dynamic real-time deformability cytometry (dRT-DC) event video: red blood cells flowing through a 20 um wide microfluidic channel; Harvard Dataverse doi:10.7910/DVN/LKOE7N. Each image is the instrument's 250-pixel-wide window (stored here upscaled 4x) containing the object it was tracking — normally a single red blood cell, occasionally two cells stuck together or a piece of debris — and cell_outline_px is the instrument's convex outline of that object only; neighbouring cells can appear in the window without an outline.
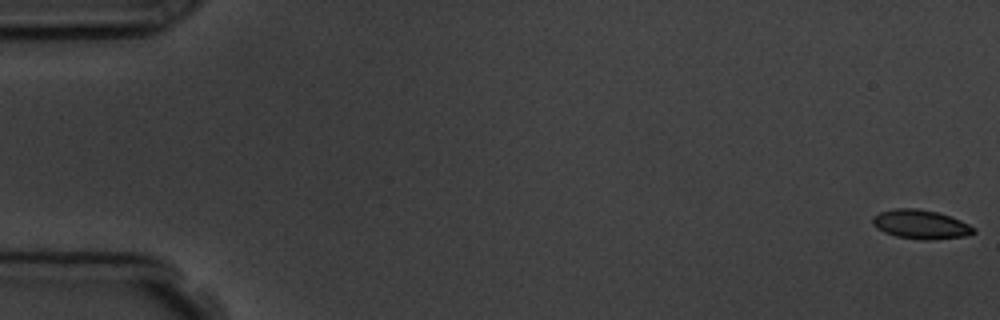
{"species": "common noctule bat (a hibernating species)", "species_latin": "Nyctalus noctula", "temperature_condition": "room temperature", "stored_images_in_passage": 11, "camera_frame_rate_fps": 3000, "um_per_image_px": 0.085, "animal": {"sex": "male", "body_mass_g": 19.5, "forearm_length_mm": 54.6}, "frame": {"image": 1, "passage_image": 1, "time_ms": 0.0, "image_size_px": [1000, 320], "cell_outline_px": [[976, 232], [964, 236], [928, 240], [924, 240], [896, 236], [884, 232], [876, 228], [872, 224], [872, 216], [880, 212], [896, 208], [916, 208], [936, 212], [960, 220], [976, 228]], "centroid_in_image_um": [78.23, 19.07], "position_along_channel_um": 6.8, "area_um2": 16.99}}
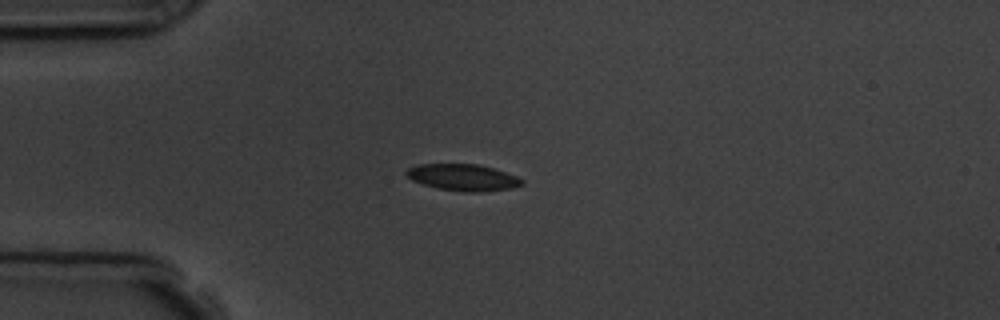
{"frame": {"image": 2, "passage_image": 5, "time_ms": 4.667, "image_size_px": [1000, 320], "cell_outline_px": [[524, 184], [512, 188], [476, 192], [464, 192], [440, 188], [424, 184], [412, 180], [404, 172], [408, 168], [420, 164], [476, 164], [492, 168], [516, 176], [524, 180]], "centroid_in_image_um": [39.36, 15.08], "position_along_channel_um": 45.6, "area_um2": 17.63}}
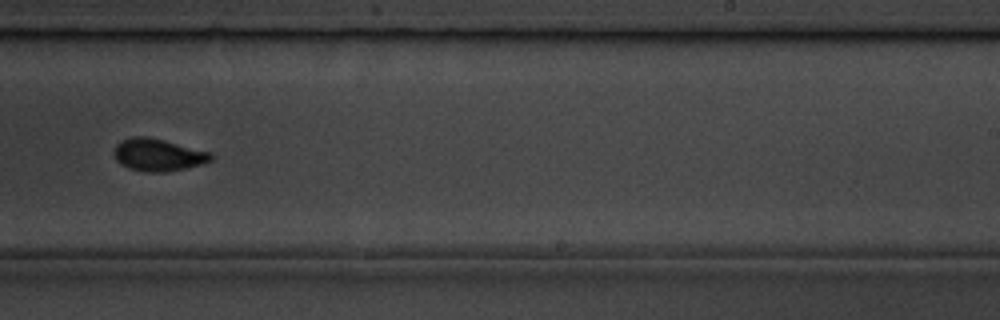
{"frame": {"image": 3, "passage_image": 11, "time_ms": 11.333, "image_size_px": [1000, 320], "cell_outline_px": [[212, 160], [204, 164], [164, 172], [148, 172], [128, 168], [120, 164], [116, 160], [112, 152], [116, 144], [120, 140], [132, 136], [144, 136], [164, 140], [212, 152]], "centroid_in_image_um": [13.41, 13.15], "position_along_channel_um": 275.6, "area_um2": 18.44}}